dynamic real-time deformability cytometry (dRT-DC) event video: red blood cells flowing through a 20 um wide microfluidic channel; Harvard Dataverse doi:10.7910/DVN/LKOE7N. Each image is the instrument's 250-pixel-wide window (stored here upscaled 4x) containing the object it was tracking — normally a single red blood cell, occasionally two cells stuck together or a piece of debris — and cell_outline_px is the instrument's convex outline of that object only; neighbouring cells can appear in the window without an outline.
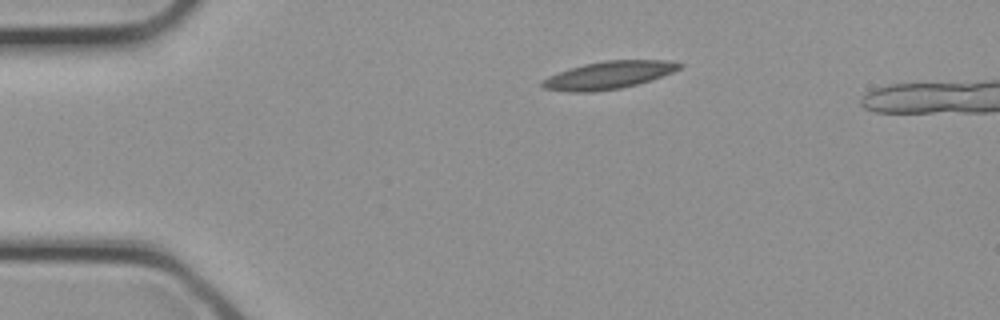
{"species": "common noctule bat (a hibernating species)", "species_latin": "Nyctalus noctula", "temperature_condition": "cold", "stored_images_in_passage": 3, "camera_frame_rate_fps": 3000, "um_per_image_px": 0.085, "animal": {"sex": "female", "body_mass_g": 21.9}, "frame": {"image": 1, "passage_image": 1, "time_ms": 0.0, "image_size_px": [1000, 320], "cell_outline_px": [[684, 64], [680, 68], [672, 72], [652, 80], [620, 88], [592, 92], [568, 92], [544, 88], [540, 84], [540, 80], [548, 76], [568, 68], [584, 64], [604, 60], [668, 60]], "centroid_in_image_um": [51.7, 6.38], "position_along_channel_um": 33.3, "area_um2": 22.2}}